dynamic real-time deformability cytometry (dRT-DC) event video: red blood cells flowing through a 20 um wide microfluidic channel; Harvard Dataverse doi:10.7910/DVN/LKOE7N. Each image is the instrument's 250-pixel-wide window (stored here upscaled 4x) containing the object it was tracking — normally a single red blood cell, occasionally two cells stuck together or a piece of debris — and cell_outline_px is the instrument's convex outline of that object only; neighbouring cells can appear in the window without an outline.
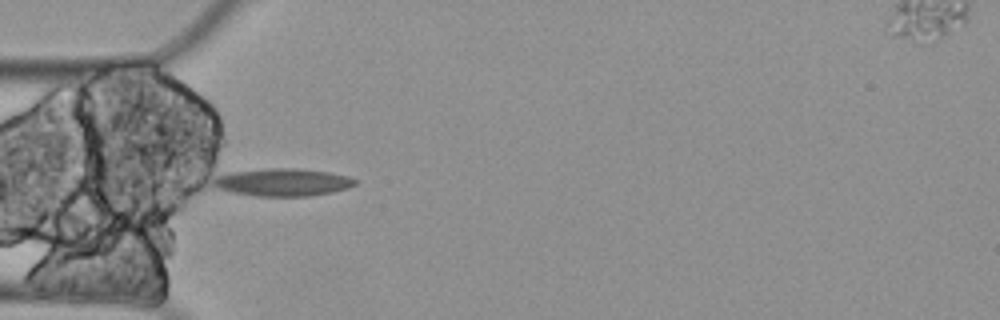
{"species": "Egyptian fruit bat (a non-hibernating species)", "species_latin": "Rousettus aegyptiacus", "temperature_condition": "cold", "stored_images_in_passage": 8, "camera_frame_rate_fps": 3000, "um_per_image_px": 0.085, "animal": {"sex": "female"}, "frame": {"image": 1, "passage_image": 5, "time_ms": 1.333, "image_size_px": [1000, 320], "cell_outline_px": [[360, 180], [356, 184], [348, 188], [332, 192], [308, 196], [260, 196], [232, 192], [220, 188], [212, 184], [212, 180], [216, 176], [228, 172], [272, 168], [300, 168], [328, 172], [348, 176]], "centroid_in_image_um": [24.07, 15.48], "position_along_channel_um": 60.9, "area_um2": 22.83}}
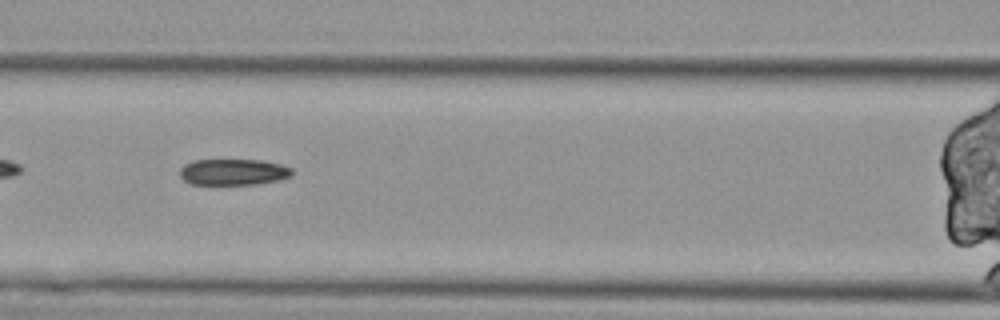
{"frame": {"image": 2, "passage_image": 7, "time_ms": 2.0, "image_size_px": [1000, 320], "cell_outline_px": [[292, 176], [280, 180], [256, 184], [192, 184], [184, 180], [180, 176], [180, 168], [184, 164], [192, 160], [264, 160], [280, 164], [292, 168]], "centroid_in_image_um": [19.84, 14.61], "position_along_channel_um": 146.8, "area_um2": 17.22}}
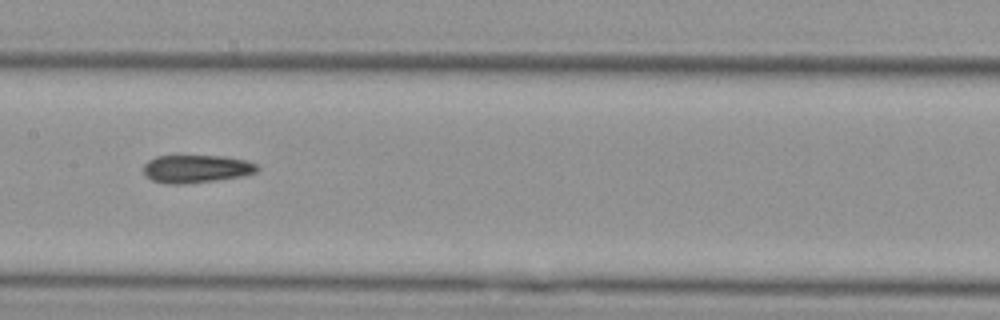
{"frame": {"image": 3, "passage_image": 8, "time_ms": 2.333, "image_size_px": [1000, 320], "cell_outline_px": [[260, 168], [256, 172], [240, 176], [216, 180], [184, 184], [168, 184], [152, 180], [144, 176], [144, 164], [148, 160], [156, 156], [224, 156], [248, 160], [256, 164]], "centroid_in_image_um": [16.67, 14.34], "position_along_channel_um": 190.7, "area_um2": 18.55}}